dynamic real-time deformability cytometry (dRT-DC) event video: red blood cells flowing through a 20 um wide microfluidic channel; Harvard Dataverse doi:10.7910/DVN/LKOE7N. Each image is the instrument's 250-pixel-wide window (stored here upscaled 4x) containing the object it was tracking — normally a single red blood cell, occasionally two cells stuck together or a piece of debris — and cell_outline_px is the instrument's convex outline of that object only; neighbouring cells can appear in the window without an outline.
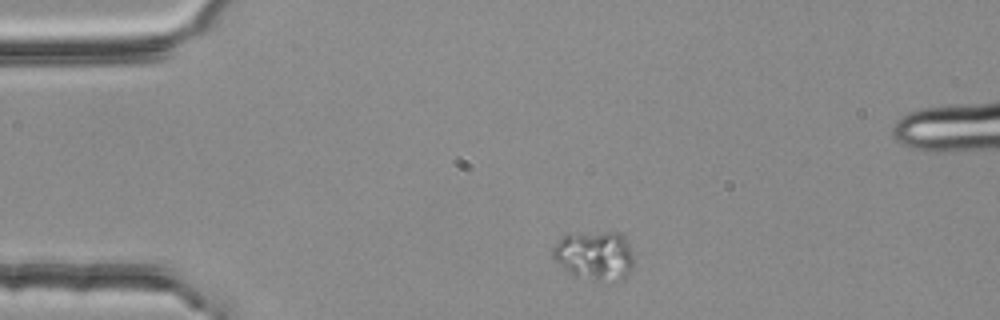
{"species": "common noctule bat (a hibernating species)", "species_latin": "Nyctalus noctula", "temperature_condition": "room temperature", "stored_images_in_passage": 3, "camera_frame_rate_fps": 3000, "um_per_image_px": 0.085, "animal": {"sex": "female", "body_mass_g": 25.1}, "frame": {"image": 1, "passage_image": 1, "time_ms": 0.0, "image_size_px": [1000, 320], "cell_outline_px": [[632, 268], [624, 280], [612, 284], [608, 284], [576, 276], [552, 260], [552, 248], [564, 236], [576, 232], [620, 232], [628, 244], [632, 252]], "centroid_in_image_um": [50.56, 21.76], "position_along_channel_um": 34.4, "area_um2": 23.76}}